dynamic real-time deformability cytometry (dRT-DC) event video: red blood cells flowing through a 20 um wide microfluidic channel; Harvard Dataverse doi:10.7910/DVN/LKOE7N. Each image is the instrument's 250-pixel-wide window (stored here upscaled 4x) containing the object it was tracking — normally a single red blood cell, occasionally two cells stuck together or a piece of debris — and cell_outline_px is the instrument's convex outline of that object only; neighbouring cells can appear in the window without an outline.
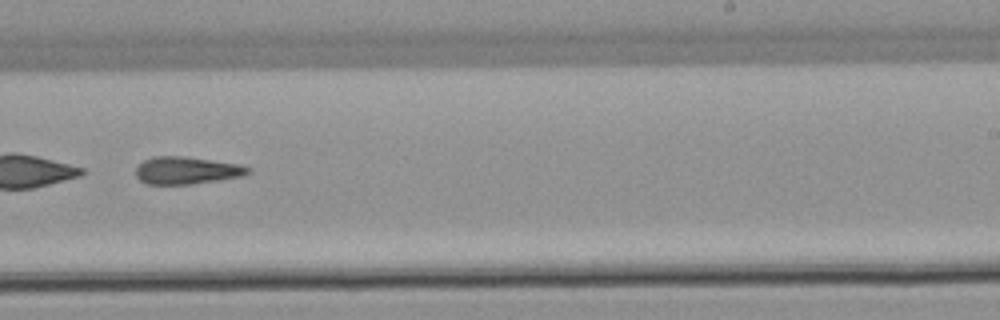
{"species": "common noctule bat (a hibernating species)", "species_latin": "Nyctalus noctula", "temperature_condition": "warm", "stored_images_in_passage": 52, "segment_of_instrument_passage": [2, 2], "camera_frame_rate_fps": 3000, "um_per_image_px": 0.085, "animal": {"sex": "male", "body_mass_g": 21.5, "forearm_length_mm": 52.0}, "frame": {"image": 1, "passage_image": 33, "time_ms": 10.667, "image_size_px": [1000, 320], "cell_outline_px": [[252, 172], [244, 176], [192, 184], [148, 184], [140, 180], [136, 176], [136, 168], [144, 160], [152, 156], [184, 156], [240, 164], [248, 168]], "centroid_in_image_um": [15.87, 14.48], "position_along_channel_um": 273.1, "area_um2": 17.92}}